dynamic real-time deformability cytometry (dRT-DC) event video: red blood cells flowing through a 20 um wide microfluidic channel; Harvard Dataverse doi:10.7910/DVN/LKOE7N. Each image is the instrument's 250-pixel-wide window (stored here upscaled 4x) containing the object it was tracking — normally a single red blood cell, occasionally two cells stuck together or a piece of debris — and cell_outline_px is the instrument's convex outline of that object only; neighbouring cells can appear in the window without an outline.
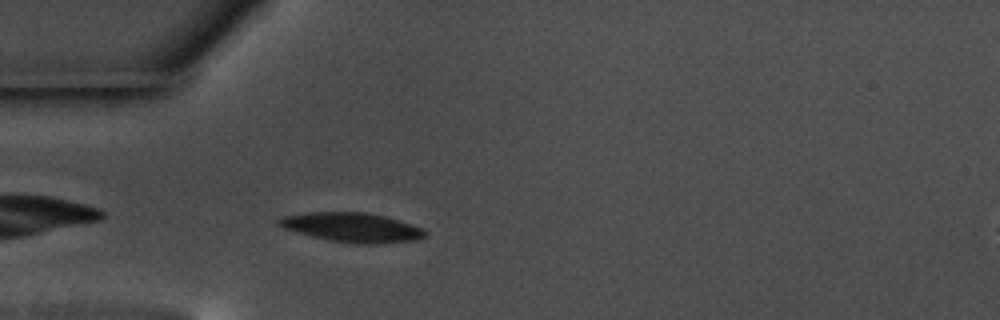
{"species": "common noctule bat (a hibernating species)", "species_latin": "Nyctalus noctula", "temperature_condition": "warm", "stored_images_in_passage": 43, "camera_frame_rate_fps": 3000, "um_per_image_px": 0.085, "animal": {"sex": "male", "body_mass_g": 17.5, "forearm_length_mm": 52.3}, "frame": {"image": 1, "passage_image": 2, "time_ms": 0.333, "image_size_px": [1000, 320], "cell_outline_px": [[428, 232], [424, 236], [416, 240], [384, 244], [356, 244], [328, 240], [312, 236], [284, 228], [276, 220], [284, 216], [312, 212], [364, 212], [384, 216], [412, 224]], "centroid_in_image_um": [29.97, 19.34], "position_along_channel_um": 55.0, "area_um2": 24.85}}
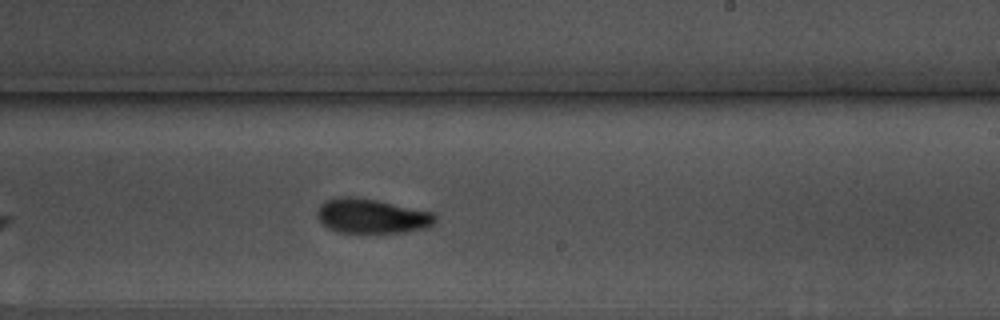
{"frame": {"image": 2, "passage_image": 20, "time_ms": 6.333, "image_size_px": [1000, 320], "cell_outline_px": [[436, 220], [428, 228], [404, 232], [336, 232], [328, 228], [320, 220], [316, 212], [320, 204], [324, 200], [336, 196], [352, 196], [376, 200], [436, 212]], "centroid_in_image_um": [31.6, 18.35], "position_along_channel_um": 257.4, "area_um2": 23.99}}
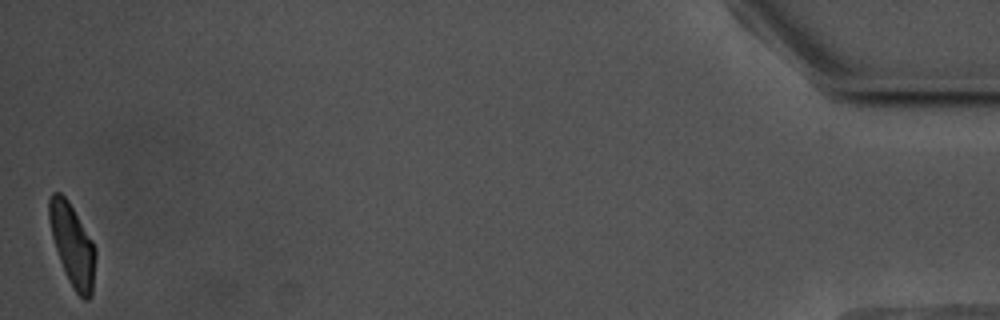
{"frame": {"image": 3, "passage_image": 43, "time_ms": 14.0, "image_size_px": [1000, 320], "cell_outline_px": [[96, 256], [92, 296], [88, 300], [84, 300], [72, 288], [68, 280], [60, 260], [52, 236], [48, 220], [48, 200], [52, 192], [60, 192], [68, 200], [92, 240], [96, 248]], "centroid_in_image_um": [6.16, 20.83], "position_along_channel_um": 429.0, "area_um2": 22.2}, "authors_computed_cell_mechanics": {"area_um2": 23.987, "velocity_mm_per_s": 3.4885, "shape_relaxation_time_tau1_ms": 3.8484, "shape_relaxation_time_tau2_ms": 3.1075, "deformation_change_tau1": 0.1611, "deformation_change_tau2": 0.0777}}